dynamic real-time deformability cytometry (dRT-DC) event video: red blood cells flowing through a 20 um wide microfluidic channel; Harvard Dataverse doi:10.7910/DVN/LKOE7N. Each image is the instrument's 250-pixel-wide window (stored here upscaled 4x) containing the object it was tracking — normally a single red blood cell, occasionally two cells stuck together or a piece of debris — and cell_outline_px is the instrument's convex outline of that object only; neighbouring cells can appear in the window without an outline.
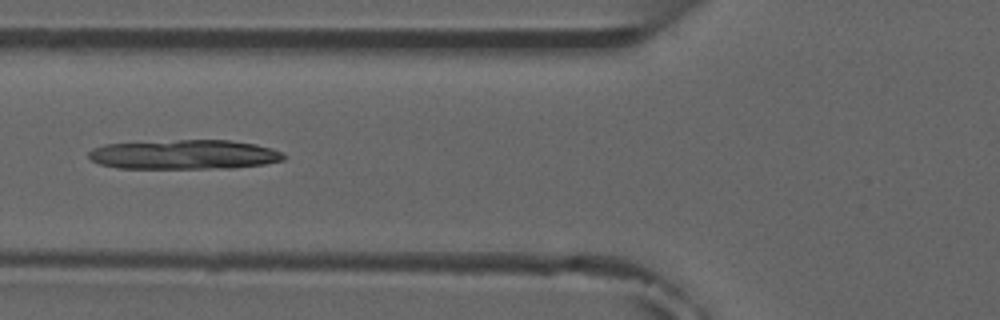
{"species": "common noctule bat (a hibernating species)", "species_latin": "Nyctalus noctula", "temperature_condition": "room temperature", "stored_images_in_passage": 7, "camera_frame_rate_fps": 3000, "um_per_image_px": 0.085, "animal": {"sex": "male", "forearm_length_mm": 52.5}, "frame": {"image": 1, "passage_image": 6, "time_ms": 5.667, "image_size_px": [1000, 320], "cell_outline_px": [[288, 156], [284, 160], [264, 164], [232, 168], [120, 168], [100, 164], [92, 160], [88, 156], [88, 152], [92, 148], [104, 144], [176, 140], [228, 140], [256, 144], [272, 148]], "centroid_in_image_um": [15.68, 13.13], "position_along_channel_um": 110.1, "area_um2": 33.58}}
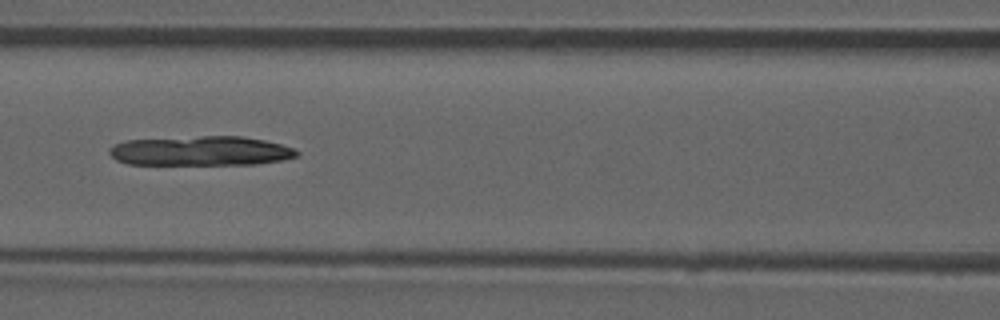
{"frame": {"image": 2, "passage_image": 7, "time_ms": 6.667, "image_size_px": [1000, 320], "cell_outline_px": [[300, 156], [284, 160], [256, 164], [128, 164], [116, 160], [108, 152], [108, 148], [112, 144], [124, 140], [200, 136], [240, 136], [264, 140], [296, 148], [300, 152]], "centroid_in_image_um": [17.07, 12.82], "position_along_channel_um": 149.5, "area_um2": 32.6}}